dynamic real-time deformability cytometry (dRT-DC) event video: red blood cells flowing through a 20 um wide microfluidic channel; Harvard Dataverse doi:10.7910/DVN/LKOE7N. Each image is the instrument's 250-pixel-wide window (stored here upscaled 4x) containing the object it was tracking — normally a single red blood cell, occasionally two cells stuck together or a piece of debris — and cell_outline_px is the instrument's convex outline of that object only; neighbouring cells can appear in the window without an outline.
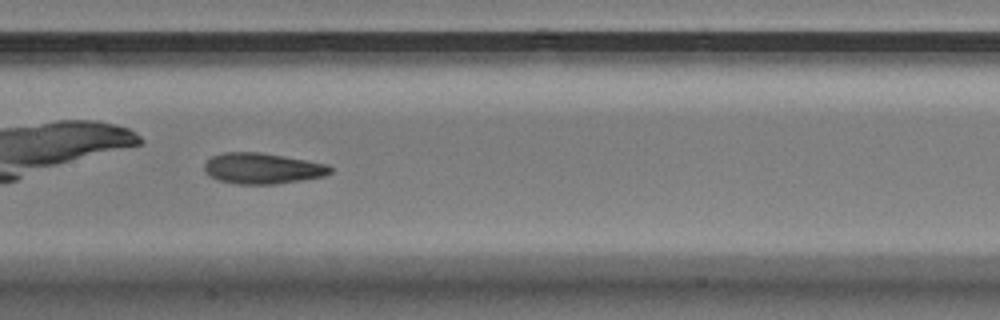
{"species": "Egyptian fruit bat (a non-hibernating species)", "species_latin": "Rousettus aegyptiacus", "temperature_condition": "warm", "stored_images_in_passage": 38, "camera_frame_rate_fps": 3000, "um_per_image_px": 0.085, "animal": {"sex": "male"}, "frame": {"image": 1, "passage_image": 12, "time_ms": 3.667, "image_size_px": [1000, 320], "cell_outline_px": [[332, 172], [324, 176], [276, 184], [236, 184], [216, 180], [204, 172], [204, 164], [212, 156], [224, 152], [260, 152], [328, 164], [332, 168]], "centroid_in_image_um": [22.28, 14.32], "position_along_channel_um": 185.1, "area_um2": 22.66}, "authors_computed_cell_mechanics": {"area_um2": 22.9177, "velocity_mm_per_s": 3.5248, "shape_relaxation_time_tau1_ms": 3.6744, "shape_relaxation_time_tau2_ms": 1.6772, "deformation_change_tau1": 0.1608, "deformation_change_tau2": 0.0904}}